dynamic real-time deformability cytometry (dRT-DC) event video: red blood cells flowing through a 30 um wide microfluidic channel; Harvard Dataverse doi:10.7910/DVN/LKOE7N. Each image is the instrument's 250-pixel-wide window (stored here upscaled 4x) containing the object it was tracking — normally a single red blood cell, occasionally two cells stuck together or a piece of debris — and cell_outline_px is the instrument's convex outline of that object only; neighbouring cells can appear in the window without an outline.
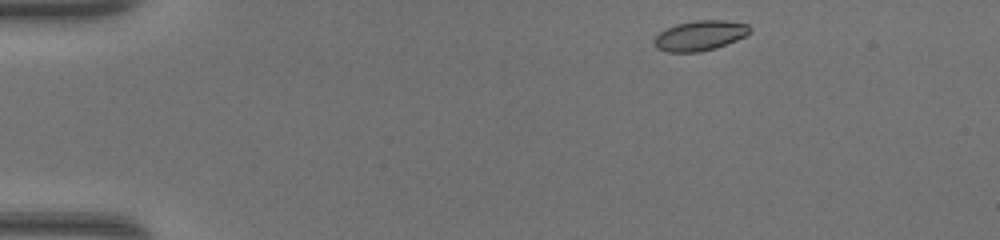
{"species": "common noctule bat (a hibernating species)", "species_latin": "Nyctalus noctula", "temperature_condition": "warm", "stored_images_in_passage": 42, "camera_frame_rate_fps": 3000, "um_per_image_px": 0.085, "animal": {"sex": "female", "body_mass_g": 17.0, "forearm_length_mm": 48.0}, "frame": {"image": 1, "passage_image": 1, "time_ms": 0.0, "image_size_px": [1000, 240], "cell_outline_px": [[752, 32], [736, 40], [716, 48], [700, 52], [668, 52], [656, 48], [652, 44], [652, 40], [660, 32], [676, 24], [696, 20], [724, 20], [748, 24], [752, 28]], "centroid_in_image_um": [59.49, 3.03], "position_along_channel_um": 25.5, "area_um2": 16.88}}
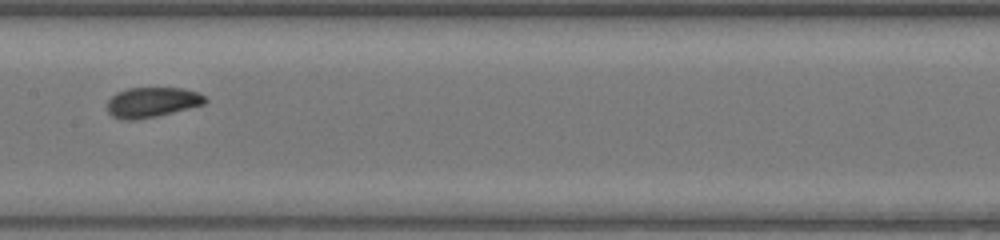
{"frame": {"image": 2, "passage_image": 19, "time_ms": 6.0, "image_size_px": [1000, 240], "cell_outline_px": [[208, 100], [204, 104], [156, 116], [132, 120], [124, 120], [112, 116], [108, 112], [108, 100], [116, 92], [128, 88], [184, 88], [200, 92]], "centroid_in_image_um": [12.93, 8.68], "position_along_channel_um": 194.5, "area_um2": 17.11}}
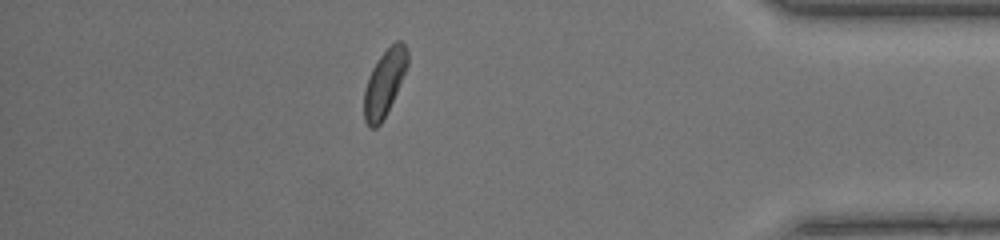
{"frame": {"image": 3, "passage_image": 36, "time_ms": 11.667, "image_size_px": [1000, 240], "cell_outline_px": [[408, 64], [396, 92], [380, 124], [376, 128], [368, 128], [364, 120], [364, 88], [368, 76], [372, 68], [380, 56], [396, 40], [400, 40], [408, 48]], "centroid_in_image_um": [32.66, 7.04], "position_along_channel_um": 402.5, "area_um2": 16.59}, "authors_computed_cell_mechanics": {"area_um2": 16.8776, "velocity_mm_per_s": 4.3307, "shape_relaxation_time_tau1_ms": 8.2675, "shape_relaxation_time_tau2_ms": 1.3614, "deformation_change_tau1": 0.1466, "deformation_change_tau2": 0.0553}}